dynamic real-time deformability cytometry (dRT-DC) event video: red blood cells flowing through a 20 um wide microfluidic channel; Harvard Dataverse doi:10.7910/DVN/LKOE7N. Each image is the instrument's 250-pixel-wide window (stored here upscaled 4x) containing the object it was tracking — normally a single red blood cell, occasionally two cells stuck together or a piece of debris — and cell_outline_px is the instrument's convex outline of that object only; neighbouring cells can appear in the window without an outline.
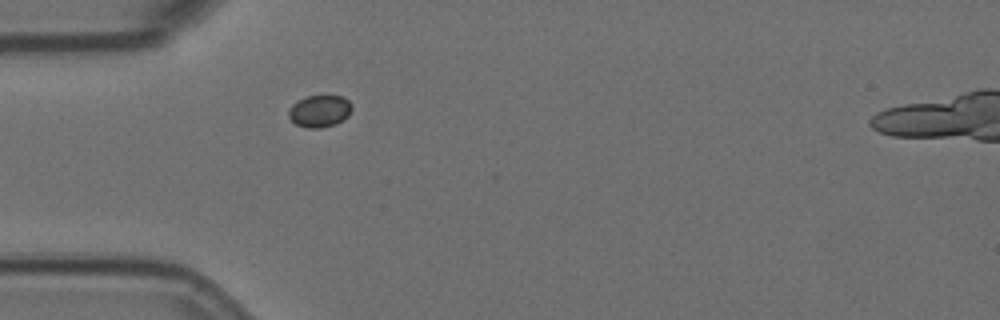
{"species": "Egyptian fruit bat (a non-hibernating species)", "species_latin": "Rousettus aegyptiacus", "temperature_condition": "room temperature", "stored_images_in_passage": 1, "camera_frame_rate_fps": 3000, "um_per_image_px": 0.085, "animal": {"sex": "female"}, "frame": {"image": 1, "passage_image": 1, "time_ms": 0.0, "image_size_px": [1000, 320], "cell_outline_px": [[352, 108], [348, 116], [344, 120], [336, 124], [320, 128], [308, 128], [296, 124], [288, 116], [288, 108], [292, 104], [308, 96], [324, 92], [328, 92], [344, 96], [352, 104]], "centroid_in_image_um": [27.21, 9.38], "position_along_channel_um": 57.8, "area_um2": 12.43}}